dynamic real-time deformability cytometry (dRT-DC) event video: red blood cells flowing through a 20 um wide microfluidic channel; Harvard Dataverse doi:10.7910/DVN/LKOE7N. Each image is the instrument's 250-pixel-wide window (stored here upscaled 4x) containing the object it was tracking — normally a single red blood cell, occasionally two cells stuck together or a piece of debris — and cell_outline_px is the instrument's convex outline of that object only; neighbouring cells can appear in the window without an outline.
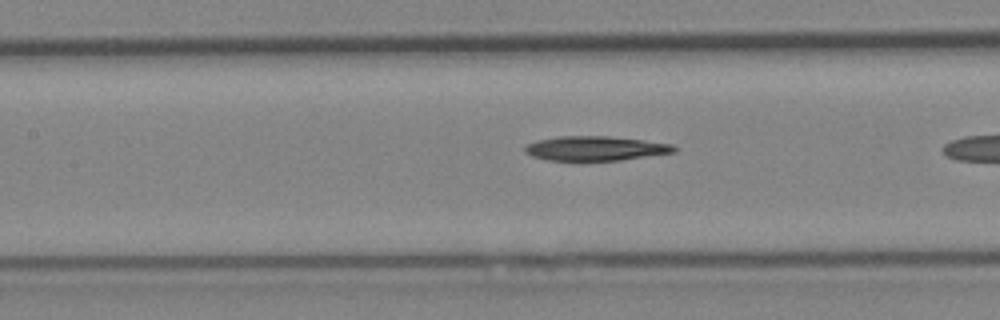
{"species": "Egyptian fruit bat (a non-hibernating species)", "species_latin": "Rousettus aegyptiacus", "temperature_condition": "cold", "stored_images_in_passage": 10, "camera_frame_rate_fps": 3000, "um_per_image_px": 0.085, "animal": {"sex": "female"}, "frame": {"image": 1, "passage_image": 9, "time_ms": 2.667, "image_size_px": [1000, 320], "cell_outline_px": [[676, 152], [620, 160], [548, 160], [532, 156], [524, 152], [524, 148], [528, 144], [536, 140], [560, 136], [608, 136], [672, 144], [676, 148]], "centroid_in_image_um": [50.58, 12.61], "position_along_channel_um": 156.8, "area_um2": 21.04}}